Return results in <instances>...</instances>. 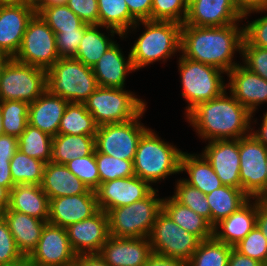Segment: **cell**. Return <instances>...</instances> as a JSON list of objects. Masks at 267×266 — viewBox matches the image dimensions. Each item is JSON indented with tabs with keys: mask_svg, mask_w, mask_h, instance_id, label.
Masks as SVG:
<instances>
[{
	"mask_svg": "<svg viewBox=\"0 0 267 266\" xmlns=\"http://www.w3.org/2000/svg\"><path fill=\"white\" fill-rule=\"evenodd\" d=\"M178 65L183 88L182 96L188 103L187 113L198 103L218 97L227 88L221 76L224 72L214 66L190 60L182 55Z\"/></svg>",
	"mask_w": 267,
	"mask_h": 266,
	"instance_id": "ba28073f",
	"label": "cell"
},
{
	"mask_svg": "<svg viewBox=\"0 0 267 266\" xmlns=\"http://www.w3.org/2000/svg\"><path fill=\"white\" fill-rule=\"evenodd\" d=\"M45 165V162L29 157L17 150L10 161V171L14 185L33 184L41 186Z\"/></svg>",
	"mask_w": 267,
	"mask_h": 266,
	"instance_id": "8d00e7d4",
	"label": "cell"
},
{
	"mask_svg": "<svg viewBox=\"0 0 267 266\" xmlns=\"http://www.w3.org/2000/svg\"><path fill=\"white\" fill-rule=\"evenodd\" d=\"M230 94L252 114L256 107L267 102V80L238 64L227 73Z\"/></svg>",
	"mask_w": 267,
	"mask_h": 266,
	"instance_id": "7402d4cb",
	"label": "cell"
},
{
	"mask_svg": "<svg viewBox=\"0 0 267 266\" xmlns=\"http://www.w3.org/2000/svg\"><path fill=\"white\" fill-rule=\"evenodd\" d=\"M22 257L6 221L0 215V266L16 262Z\"/></svg>",
	"mask_w": 267,
	"mask_h": 266,
	"instance_id": "7dc6e473",
	"label": "cell"
},
{
	"mask_svg": "<svg viewBox=\"0 0 267 266\" xmlns=\"http://www.w3.org/2000/svg\"><path fill=\"white\" fill-rule=\"evenodd\" d=\"M95 151V136L57 134L52 139L51 161L67 164Z\"/></svg>",
	"mask_w": 267,
	"mask_h": 266,
	"instance_id": "f546056e",
	"label": "cell"
},
{
	"mask_svg": "<svg viewBox=\"0 0 267 266\" xmlns=\"http://www.w3.org/2000/svg\"><path fill=\"white\" fill-rule=\"evenodd\" d=\"M6 210L18 211L48 222L49 199L39 185L18 184L10 190Z\"/></svg>",
	"mask_w": 267,
	"mask_h": 266,
	"instance_id": "83f0119b",
	"label": "cell"
},
{
	"mask_svg": "<svg viewBox=\"0 0 267 266\" xmlns=\"http://www.w3.org/2000/svg\"><path fill=\"white\" fill-rule=\"evenodd\" d=\"M35 14L32 5L0 6V50L15 57L27 25Z\"/></svg>",
	"mask_w": 267,
	"mask_h": 266,
	"instance_id": "44dd1931",
	"label": "cell"
},
{
	"mask_svg": "<svg viewBox=\"0 0 267 266\" xmlns=\"http://www.w3.org/2000/svg\"><path fill=\"white\" fill-rule=\"evenodd\" d=\"M30 5L35 6L40 0H26Z\"/></svg>",
	"mask_w": 267,
	"mask_h": 266,
	"instance_id": "89a4df30",
	"label": "cell"
},
{
	"mask_svg": "<svg viewBox=\"0 0 267 266\" xmlns=\"http://www.w3.org/2000/svg\"><path fill=\"white\" fill-rule=\"evenodd\" d=\"M9 197L10 191L6 187L0 185V212H3L8 208Z\"/></svg>",
	"mask_w": 267,
	"mask_h": 266,
	"instance_id": "6125c7cd",
	"label": "cell"
},
{
	"mask_svg": "<svg viewBox=\"0 0 267 266\" xmlns=\"http://www.w3.org/2000/svg\"><path fill=\"white\" fill-rule=\"evenodd\" d=\"M12 59L6 52L0 50V74L3 72L4 67Z\"/></svg>",
	"mask_w": 267,
	"mask_h": 266,
	"instance_id": "003e7915",
	"label": "cell"
},
{
	"mask_svg": "<svg viewBox=\"0 0 267 266\" xmlns=\"http://www.w3.org/2000/svg\"><path fill=\"white\" fill-rule=\"evenodd\" d=\"M46 70L12 58L0 74V101L34 102L46 89Z\"/></svg>",
	"mask_w": 267,
	"mask_h": 266,
	"instance_id": "9c48e42d",
	"label": "cell"
},
{
	"mask_svg": "<svg viewBox=\"0 0 267 266\" xmlns=\"http://www.w3.org/2000/svg\"><path fill=\"white\" fill-rule=\"evenodd\" d=\"M41 187L48 199L95 194V191L89 190L65 165L52 161L45 165Z\"/></svg>",
	"mask_w": 267,
	"mask_h": 266,
	"instance_id": "484cf974",
	"label": "cell"
},
{
	"mask_svg": "<svg viewBox=\"0 0 267 266\" xmlns=\"http://www.w3.org/2000/svg\"><path fill=\"white\" fill-rule=\"evenodd\" d=\"M152 252L188 261L201 240L179 227L162 209L149 236Z\"/></svg>",
	"mask_w": 267,
	"mask_h": 266,
	"instance_id": "4fadbf2b",
	"label": "cell"
},
{
	"mask_svg": "<svg viewBox=\"0 0 267 266\" xmlns=\"http://www.w3.org/2000/svg\"><path fill=\"white\" fill-rule=\"evenodd\" d=\"M30 5L26 0H0V6Z\"/></svg>",
	"mask_w": 267,
	"mask_h": 266,
	"instance_id": "e7e4bbea",
	"label": "cell"
},
{
	"mask_svg": "<svg viewBox=\"0 0 267 266\" xmlns=\"http://www.w3.org/2000/svg\"><path fill=\"white\" fill-rule=\"evenodd\" d=\"M162 209L179 227L196 235L201 241L213 237V226L190 208L178 203L173 197L163 198Z\"/></svg>",
	"mask_w": 267,
	"mask_h": 266,
	"instance_id": "4dcf8cb0",
	"label": "cell"
},
{
	"mask_svg": "<svg viewBox=\"0 0 267 266\" xmlns=\"http://www.w3.org/2000/svg\"><path fill=\"white\" fill-rule=\"evenodd\" d=\"M47 90L69 103H84L99 87L93 69L73 57L59 58L46 71Z\"/></svg>",
	"mask_w": 267,
	"mask_h": 266,
	"instance_id": "5b68a950",
	"label": "cell"
},
{
	"mask_svg": "<svg viewBox=\"0 0 267 266\" xmlns=\"http://www.w3.org/2000/svg\"><path fill=\"white\" fill-rule=\"evenodd\" d=\"M257 207L256 227L267 239V197H258Z\"/></svg>",
	"mask_w": 267,
	"mask_h": 266,
	"instance_id": "9f6ffc18",
	"label": "cell"
},
{
	"mask_svg": "<svg viewBox=\"0 0 267 266\" xmlns=\"http://www.w3.org/2000/svg\"><path fill=\"white\" fill-rule=\"evenodd\" d=\"M99 87L124 88L128 72L135 71L130 53L127 61L116 42L92 67Z\"/></svg>",
	"mask_w": 267,
	"mask_h": 266,
	"instance_id": "d4e9b609",
	"label": "cell"
},
{
	"mask_svg": "<svg viewBox=\"0 0 267 266\" xmlns=\"http://www.w3.org/2000/svg\"><path fill=\"white\" fill-rule=\"evenodd\" d=\"M151 253L150 239L147 237L109 236L98 254L109 266H145Z\"/></svg>",
	"mask_w": 267,
	"mask_h": 266,
	"instance_id": "ac0fdd59",
	"label": "cell"
},
{
	"mask_svg": "<svg viewBox=\"0 0 267 266\" xmlns=\"http://www.w3.org/2000/svg\"><path fill=\"white\" fill-rule=\"evenodd\" d=\"M153 190L147 197L128 206L113 208L107 212L109 235L117 238H149L162 200Z\"/></svg>",
	"mask_w": 267,
	"mask_h": 266,
	"instance_id": "8992f818",
	"label": "cell"
},
{
	"mask_svg": "<svg viewBox=\"0 0 267 266\" xmlns=\"http://www.w3.org/2000/svg\"><path fill=\"white\" fill-rule=\"evenodd\" d=\"M85 29L60 31L56 33V49L60 58L74 57L84 36Z\"/></svg>",
	"mask_w": 267,
	"mask_h": 266,
	"instance_id": "c3c4849f",
	"label": "cell"
},
{
	"mask_svg": "<svg viewBox=\"0 0 267 266\" xmlns=\"http://www.w3.org/2000/svg\"><path fill=\"white\" fill-rule=\"evenodd\" d=\"M59 58L55 33L39 14H35L14 59L47 71Z\"/></svg>",
	"mask_w": 267,
	"mask_h": 266,
	"instance_id": "30bf717a",
	"label": "cell"
},
{
	"mask_svg": "<svg viewBox=\"0 0 267 266\" xmlns=\"http://www.w3.org/2000/svg\"><path fill=\"white\" fill-rule=\"evenodd\" d=\"M69 243L76 255L98 254L109 235L108 215L99 210L95 215L67 228Z\"/></svg>",
	"mask_w": 267,
	"mask_h": 266,
	"instance_id": "2e32d148",
	"label": "cell"
},
{
	"mask_svg": "<svg viewBox=\"0 0 267 266\" xmlns=\"http://www.w3.org/2000/svg\"><path fill=\"white\" fill-rule=\"evenodd\" d=\"M242 255L248 256L267 266V239L260 229L255 227L233 247Z\"/></svg>",
	"mask_w": 267,
	"mask_h": 266,
	"instance_id": "ee69618b",
	"label": "cell"
},
{
	"mask_svg": "<svg viewBox=\"0 0 267 266\" xmlns=\"http://www.w3.org/2000/svg\"><path fill=\"white\" fill-rule=\"evenodd\" d=\"M68 103L46 89L34 102L29 103L28 124L52 137L56 136Z\"/></svg>",
	"mask_w": 267,
	"mask_h": 266,
	"instance_id": "cb8c5ba5",
	"label": "cell"
},
{
	"mask_svg": "<svg viewBox=\"0 0 267 266\" xmlns=\"http://www.w3.org/2000/svg\"><path fill=\"white\" fill-rule=\"evenodd\" d=\"M68 0H40L34 8H47L51 6H57V5H65L67 4Z\"/></svg>",
	"mask_w": 267,
	"mask_h": 266,
	"instance_id": "be15d7a7",
	"label": "cell"
},
{
	"mask_svg": "<svg viewBox=\"0 0 267 266\" xmlns=\"http://www.w3.org/2000/svg\"><path fill=\"white\" fill-rule=\"evenodd\" d=\"M53 32L85 29L88 24L84 23L66 4L47 8H35Z\"/></svg>",
	"mask_w": 267,
	"mask_h": 266,
	"instance_id": "f35d334b",
	"label": "cell"
},
{
	"mask_svg": "<svg viewBox=\"0 0 267 266\" xmlns=\"http://www.w3.org/2000/svg\"><path fill=\"white\" fill-rule=\"evenodd\" d=\"M23 256H29L36 248L46 221L12 210L1 212Z\"/></svg>",
	"mask_w": 267,
	"mask_h": 266,
	"instance_id": "4316f807",
	"label": "cell"
},
{
	"mask_svg": "<svg viewBox=\"0 0 267 266\" xmlns=\"http://www.w3.org/2000/svg\"><path fill=\"white\" fill-rule=\"evenodd\" d=\"M52 139L49 134L27 124L18 137V150L29 157L48 163L51 161Z\"/></svg>",
	"mask_w": 267,
	"mask_h": 266,
	"instance_id": "d590c367",
	"label": "cell"
},
{
	"mask_svg": "<svg viewBox=\"0 0 267 266\" xmlns=\"http://www.w3.org/2000/svg\"><path fill=\"white\" fill-rule=\"evenodd\" d=\"M5 266H34V264L28 256H23L20 260Z\"/></svg>",
	"mask_w": 267,
	"mask_h": 266,
	"instance_id": "03108f58",
	"label": "cell"
},
{
	"mask_svg": "<svg viewBox=\"0 0 267 266\" xmlns=\"http://www.w3.org/2000/svg\"><path fill=\"white\" fill-rule=\"evenodd\" d=\"M180 171H186L188 173L189 179H183L186 183L197 188L205 195L223 186L211 164L203 154L198 156L183 152Z\"/></svg>",
	"mask_w": 267,
	"mask_h": 266,
	"instance_id": "f1b7e54d",
	"label": "cell"
},
{
	"mask_svg": "<svg viewBox=\"0 0 267 266\" xmlns=\"http://www.w3.org/2000/svg\"><path fill=\"white\" fill-rule=\"evenodd\" d=\"M28 257L34 266H74L76 254L70 246L66 228L47 222L36 248Z\"/></svg>",
	"mask_w": 267,
	"mask_h": 266,
	"instance_id": "5bb4252c",
	"label": "cell"
},
{
	"mask_svg": "<svg viewBox=\"0 0 267 266\" xmlns=\"http://www.w3.org/2000/svg\"><path fill=\"white\" fill-rule=\"evenodd\" d=\"M130 15L136 21L151 20L152 0H125Z\"/></svg>",
	"mask_w": 267,
	"mask_h": 266,
	"instance_id": "816d5d0a",
	"label": "cell"
},
{
	"mask_svg": "<svg viewBox=\"0 0 267 266\" xmlns=\"http://www.w3.org/2000/svg\"><path fill=\"white\" fill-rule=\"evenodd\" d=\"M226 90L212 100L198 103L187 115L200 137L208 140L240 139L251 133L252 113ZM247 133V134H246Z\"/></svg>",
	"mask_w": 267,
	"mask_h": 266,
	"instance_id": "7a4b0ae2",
	"label": "cell"
},
{
	"mask_svg": "<svg viewBox=\"0 0 267 266\" xmlns=\"http://www.w3.org/2000/svg\"><path fill=\"white\" fill-rule=\"evenodd\" d=\"M75 266H109L99 254L76 255Z\"/></svg>",
	"mask_w": 267,
	"mask_h": 266,
	"instance_id": "680465c9",
	"label": "cell"
},
{
	"mask_svg": "<svg viewBox=\"0 0 267 266\" xmlns=\"http://www.w3.org/2000/svg\"><path fill=\"white\" fill-rule=\"evenodd\" d=\"M202 154L223 185L240 189L239 139L209 141Z\"/></svg>",
	"mask_w": 267,
	"mask_h": 266,
	"instance_id": "e0dca14e",
	"label": "cell"
},
{
	"mask_svg": "<svg viewBox=\"0 0 267 266\" xmlns=\"http://www.w3.org/2000/svg\"><path fill=\"white\" fill-rule=\"evenodd\" d=\"M99 11V25L113 34L124 37L128 28L139 25V23L130 15L125 0H97ZM138 24V25H137Z\"/></svg>",
	"mask_w": 267,
	"mask_h": 266,
	"instance_id": "1f68e13d",
	"label": "cell"
},
{
	"mask_svg": "<svg viewBox=\"0 0 267 266\" xmlns=\"http://www.w3.org/2000/svg\"><path fill=\"white\" fill-rule=\"evenodd\" d=\"M242 28V29H240ZM230 24L221 27L182 25L180 51L190 60L214 66L226 74L236 65L235 51H242L244 27Z\"/></svg>",
	"mask_w": 267,
	"mask_h": 266,
	"instance_id": "6da1fadb",
	"label": "cell"
},
{
	"mask_svg": "<svg viewBox=\"0 0 267 266\" xmlns=\"http://www.w3.org/2000/svg\"><path fill=\"white\" fill-rule=\"evenodd\" d=\"M97 127L84 103H68L60 120L58 134L96 136Z\"/></svg>",
	"mask_w": 267,
	"mask_h": 266,
	"instance_id": "836d02e7",
	"label": "cell"
},
{
	"mask_svg": "<svg viewBox=\"0 0 267 266\" xmlns=\"http://www.w3.org/2000/svg\"><path fill=\"white\" fill-rule=\"evenodd\" d=\"M234 3L243 18L252 12L267 8V0H234Z\"/></svg>",
	"mask_w": 267,
	"mask_h": 266,
	"instance_id": "11a10c76",
	"label": "cell"
},
{
	"mask_svg": "<svg viewBox=\"0 0 267 266\" xmlns=\"http://www.w3.org/2000/svg\"><path fill=\"white\" fill-rule=\"evenodd\" d=\"M10 161L11 159H0V185L9 191L15 186L11 177Z\"/></svg>",
	"mask_w": 267,
	"mask_h": 266,
	"instance_id": "91938a15",
	"label": "cell"
},
{
	"mask_svg": "<svg viewBox=\"0 0 267 266\" xmlns=\"http://www.w3.org/2000/svg\"><path fill=\"white\" fill-rule=\"evenodd\" d=\"M261 129L256 132H251V134L261 143H263L267 147V112L263 116Z\"/></svg>",
	"mask_w": 267,
	"mask_h": 266,
	"instance_id": "94428289",
	"label": "cell"
},
{
	"mask_svg": "<svg viewBox=\"0 0 267 266\" xmlns=\"http://www.w3.org/2000/svg\"><path fill=\"white\" fill-rule=\"evenodd\" d=\"M240 54L244 58V67L267 80V48L251 45L244 38Z\"/></svg>",
	"mask_w": 267,
	"mask_h": 266,
	"instance_id": "bcb514c9",
	"label": "cell"
},
{
	"mask_svg": "<svg viewBox=\"0 0 267 266\" xmlns=\"http://www.w3.org/2000/svg\"><path fill=\"white\" fill-rule=\"evenodd\" d=\"M240 189L250 198L267 196V147L251 133L239 139Z\"/></svg>",
	"mask_w": 267,
	"mask_h": 266,
	"instance_id": "7c38bea8",
	"label": "cell"
},
{
	"mask_svg": "<svg viewBox=\"0 0 267 266\" xmlns=\"http://www.w3.org/2000/svg\"><path fill=\"white\" fill-rule=\"evenodd\" d=\"M211 209V225L230 216L251 199L242 189L223 185L206 195Z\"/></svg>",
	"mask_w": 267,
	"mask_h": 266,
	"instance_id": "d6a6232c",
	"label": "cell"
},
{
	"mask_svg": "<svg viewBox=\"0 0 267 266\" xmlns=\"http://www.w3.org/2000/svg\"><path fill=\"white\" fill-rule=\"evenodd\" d=\"M267 11L266 9L255 12ZM244 38L254 46L267 48V15L253 20L244 27Z\"/></svg>",
	"mask_w": 267,
	"mask_h": 266,
	"instance_id": "f907efd6",
	"label": "cell"
},
{
	"mask_svg": "<svg viewBox=\"0 0 267 266\" xmlns=\"http://www.w3.org/2000/svg\"><path fill=\"white\" fill-rule=\"evenodd\" d=\"M187 13L188 7L184 0H152L151 20L183 24Z\"/></svg>",
	"mask_w": 267,
	"mask_h": 266,
	"instance_id": "f6af8a7d",
	"label": "cell"
},
{
	"mask_svg": "<svg viewBox=\"0 0 267 266\" xmlns=\"http://www.w3.org/2000/svg\"><path fill=\"white\" fill-rule=\"evenodd\" d=\"M65 166L81 180L89 190L95 191L100 185L95 151L86 157H79L69 161Z\"/></svg>",
	"mask_w": 267,
	"mask_h": 266,
	"instance_id": "7bdbcfd3",
	"label": "cell"
},
{
	"mask_svg": "<svg viewBox=\"0 0 267 266\" xmlns=\"http://www.w3.org/2000/svg\"><path fill=\"white\" fill-rule=\"evenodd\" d=\"M84 23L99 25L97 0H68L66 4Z\"/></svg>",
	"mask_w": 267,
	"mask_h": 266,
	"instance_id": "681fc988",
	"label": "cell"
},
{
	"mask_svg": "<svg viewBox=\"0 0 267 266\" xmlns=\"http://www.w3.org/2000/svg\"><path fill=\"white\" fill-rule=\"evenodd\" d=\"M4 133L18 138L28 124L29 103L18 100L0 101Z\"/></svg>",
	"mask_w": 267,
	"mask_h": 266,
	"instance_id": "ab89813d",
	"label": "cell"
},
{
	"mask_svg": "<svg viewBox=\"0 0 267 266\" xmlns=\"http://www.w3.org/2000/svg\"><path fill=\"white\" fill-rule=\"evenodd\" d=\"M146 108L134 119L97 127L95 149L114 158L133 161L142 135L149 129L138 121Z\"/></svg>",
	"mask_w": 267,
	"mask_h": 266,
	"instance_id": "8fae6325",
	"label": "cell"
},
{
	"mask_svg": "<svg viewBox=\"0 0 267 266\" xmlns=\"http://www.w3.org/2000/svg\"><path fill=\"white\" fill-rule=\"evenodd\" d=\"M243 20L234 0H197L188 7L182 25L221 27Z\"/></svg>",
	"mask_w": 267,
	"mask_h": 266,
	"instance_id": "d6986e66",
	"label": "cell"
},
{
	"mask_svg": "<svg viewBox=\"0 0 267 266\" xmlns=\"http://www.w3.org/2000/svg\"><path fill=\"white\" fill-rule=\"evenodd\" d=\"M3 134L5 133H4V128H3L2 112H1V107H0V136Z\"/></svg>",
	"mask_w": 267,
	"mask_h": 266,
	"instance_id": "a7ac6f4b",
	"label": "cell"
},
{
	"mask_svg": "<svg viewBox=\"0 0 267 266\" xmlns=\"http://www.w3.org/2000/svg\"><path fill=\"white\" fill-rule=\"evenodd\" d=\"M176 192L172 197L181 205L205 218L211 224V209L206 195L197 188L189 185L183 179L178 180Z\"/></svg>",
	"mask_w": 267,
	"mask_h": 266,
	"instance_id": "60d3db41",
	"label": "cell"
},
{
	"mask_svg": "<svg viewBox=\"0 0 267 266\" xmlns=\"http://www.w3.org/2000/svg\"><path fill=\"white\" fill-rule=\"evenodd\" d=\"M182 153L148 129L137 146L133 160L134 174L150 184L179 173Z\"/></svg>",
	"mask_w": 267,
	"mask_h": 266,
	"instance_id": "3957f363",
	"label": "cell"
},
{
	"mask_svg": "<svg viewBox=\"0 0 267 266\" xmlns=\"http://www.w3.org/2000/svg\"><path fill=\"white\" fill-rule=\"evenodd\" d=\"M123 88L98 87L84 102L97 126L121 123L136 118L146 103Z\"/></svg>",
	"mask_w": 267,
	"mask_h": 266,
	"instance_id": "52a82bcc",
	"label": "cell"
},
{
	"mask_svg": "<svg viewBox=\"0 0 267 266\" xmlns=\"http://www.w3.org/2000/svg\"><path fill=\"white\" fill-rule=\"evenodd\" d=\"M228 266H264V265L255 259L240 254L234 248H232Z\"/></svg>",
	"mask_w": 267,
	"mask_h": 266,
	"instance_id": "6f0895ef",
	"label": "cell"
},
{
	"mask_svg": "<svg viewBox=\"0 0 267 266\" xmlns=\"http://www.w3.org/2000/svg\"><path fill=\"white\" fill-rule=\"evenodd\" d=\"M145 32L136 40L130 50L135 70L155 61L170 58L180 51L182 24L174 21L142 20Z\"/></svg>",
	"mask_w": 267,
	"mask_h": 266,
	"instance_id": "277c9868",
	"label": "cell"
},
{
	"mask_svg": "<svg viewBox=\"0 0 267 266\" xmlns=\"http://www.w3.org/2000/svg\"><path fill=\"white\" fill-rule=\"evenodd\" d=\"M255 199L254 203H250L249 199L237 211L215 224L213 226V237L232 247L238 244L256 227L258 207L257 198ZM218 229H221V231H218Z\"/></svg>",
	"mask_w": 267,
	"mask_h": 266,
	"instance_id": "603a6c76",
	"label": "cell"
},
{
	"mask_svg": "<svg viewBox=\"0 0 267 266\" xmlns=\"http://www.w3.org/2000/svg\"><path fill=\"white\" fill-rule=\"evenodd\" d=\"M145 266H189L188 261L152 252Z\"/></svg>",
	"mask_w": 267,
	"mask_h": 266,
	"instance_id": "f5cc1de1",
	"label": "cell"
},
{
	"mask_svg": "<svg viewBox=\"0 0 267 266\" xmlns=\"http://www.w3.org/2000/svg\"><path fill=\"white\" fill-rule=\"evenodd\" d=\"M100 25H88L84 30V36L78 47L77 54L73 57L84 65L93 67L103 54L115 43L98 28Z\"/></svg>",
	"mask_w": 267,
	"mask_h": 266,
	"instance_id": "e575fe53",
	"label": "cell"
},
{
	"mask_svg": "<svg viewBox=\"0 0 267 266\" xmlns=\"http://www.w3.org/2000/svg\"><path fill=\"white\" fill-rule=\"evenodd\" d=\"M96 194H79L49 199L48 222L67 228L99 211Z\"/></svg>",
	"mask_w": 267,
	"mask_h": 266,
	"instance_id": "ffe728a7",
	"label": "cell"
},
{
	"mask_svg": "<svg viewBox=\"0 0 267 266\" xmlns=\"http://www.w3.org/2000/svg\"><path fill=\"white\" fill-rule=\"evenodd\" d=\"M95 160L97 163L100 184L126 177L134 176L133 161L114 158L113 156L99 153L95 149Z\"/></svg>",
	"mask_w": 267,
	"mask_h": 266,
	"instance_id": "b9f144b4",
	"label": "cell"
},
{
	"mask_svg": "<svg viewBox=\"0 0 267 266\" xmlns=\"http://www.w3.org/2000/svg\"><path fill=\"white\" fill-rule=\"evenodd\" d=\"M186 3V6L189 7L191 4H193L197 0H184Z\"/></svg>",
	"mask_w": 267,
	"mask_h": 266,
	"instance_id": "2644e50d",
	"label": "cell"
},
{
	"mask_svg": "<svg viewBox=\"0 0 267 266\" xmlns=\"http://www.w3.org/2000/svg\"><path fill=\"white\" fill-rule=\"evenodd\" d=\"M18 150V138L3 134L0 136V159H12Z\"/></svg>",
	"mask_w": 267,
	"mask_h": 266,
	"instance_id": "db71d44e",
	"label": "cell"
},
{
	"mask_svg": "<svg viewBox=\"0 0 267 266\" xmlns=\"http://www.w3.org/2000/svg\"><path fill=\"white\" fill-rule=\"evenodd\" d=\"M232 248L214 237L202 240L188 260V264L189 266H228Z\"/></svg>",
	"mask_w": 267,
	"mask_h": 266,
	"instance_id": "74e56055",
	"label": "cell"
},
{
	"mask_svg": "<svg viewBox=\"0 0 267 266\" xmlns=\"http://www.w3.org/2000/svg\"><path fill=\"white\" fill-rule=\"evenodd\" d=\"M153 190L148 182L134 175L101 183L95 194L99 209L107 213L113 208L142 200Z\"/></svg>",
	"mask_w": 267,
	"mask_h": 266,
	"instance_id": "9a60e30c",
	"label": "cell"
}]
</instances>
